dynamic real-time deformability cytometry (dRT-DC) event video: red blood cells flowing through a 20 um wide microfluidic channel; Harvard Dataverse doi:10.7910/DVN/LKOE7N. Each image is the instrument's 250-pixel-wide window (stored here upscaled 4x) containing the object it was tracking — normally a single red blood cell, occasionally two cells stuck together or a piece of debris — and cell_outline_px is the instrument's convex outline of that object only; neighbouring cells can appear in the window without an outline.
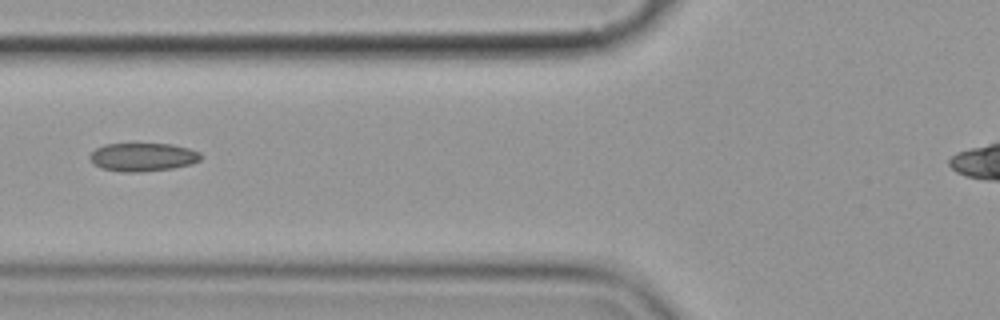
{"species": "common noctule bat (a hibernating species)", "species_latin": "Nyctalus noctula", "temperature_condition": "cold", "stored_images_in_passage": 11, "camera_frame_rate_fps": 3000, "um_per_image_px": 0.085, "animal": {"sex": "female", "body_mass_g": 19.9}, "frame": {"image": 1, "passage_image": 2, "time_ms": 1.333, "image_size_px": [1000, 320], "cell_outline_px": [[204, 156], [200, 160], [192, 164], [172, 168], [136, 172], [124, 172], [100, 168], [92, 164], [88, 156], [96, 148], [104, 144], [172, 144], [188, 148], [200, 152]], "centroid_in_image_um": [12.13, 13.35], "position_along_channel_um": 113.7, "area_um2": 18.44}}
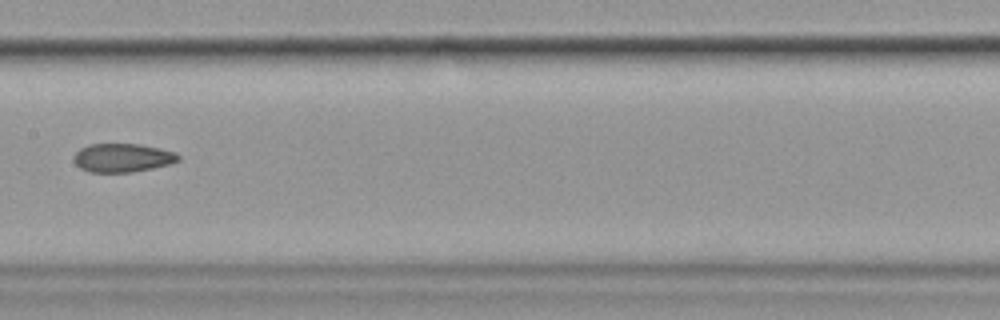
{"frame": {"image": 2, "passage_image": 4, "time_ms": 3.667, "image_size_px": [1000, 320], "cell_outline_px": [[180, 160], [168, 164], [152, 168], [132, 172], [88, 172], [80, 168], [72, 160], [72, 156], [80, 148], [88, 144], [140, 144], [160, 148], [176, 152], [180, 156]], "centroid_in_image_um": [10.38, 13.41], "position_along_channel_um": 197.0, "area_um2": 17.57}}
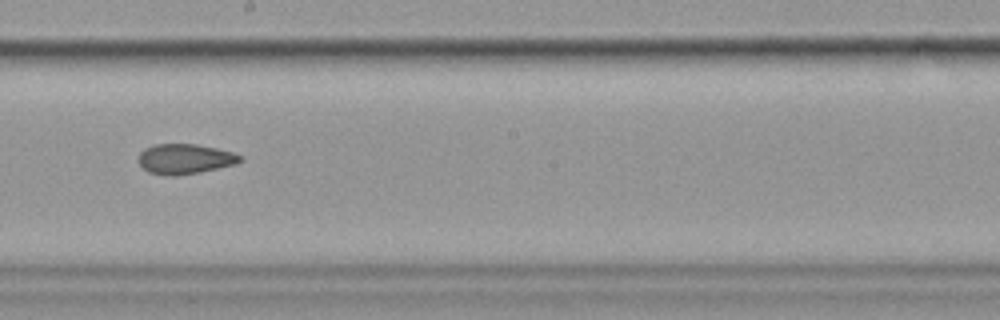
{"frame": {"image": 3, "passage_image": 5, "time_ms": 4.667, "image_size_px": [1000, 320], "cell_outline_px": [[240, 160], [236, 164], [200, 172], [176, 176], [172, 176], [148, 172], [140, 164], [140, 152], [144, 148], [156, 144], [196, 144], [216, 148], [232, 152], [240, 156]], "centroid_in_image_um": [15.7, 13.51], "position_along_channel_um": 232.5, "area_um2": 17.57}, "authors_computed_cell_mechanics": {"area_um2": 18.4382, "velocity_mm_per_s": 3.5721, "shape_relaxation_time_tau1_ms": 7.5786, "shape_relaxation_time_tau2_ms": 2.6103, "deformation_change_tau1": 0.1401, "deformation_change_tau2": 0.0725}}